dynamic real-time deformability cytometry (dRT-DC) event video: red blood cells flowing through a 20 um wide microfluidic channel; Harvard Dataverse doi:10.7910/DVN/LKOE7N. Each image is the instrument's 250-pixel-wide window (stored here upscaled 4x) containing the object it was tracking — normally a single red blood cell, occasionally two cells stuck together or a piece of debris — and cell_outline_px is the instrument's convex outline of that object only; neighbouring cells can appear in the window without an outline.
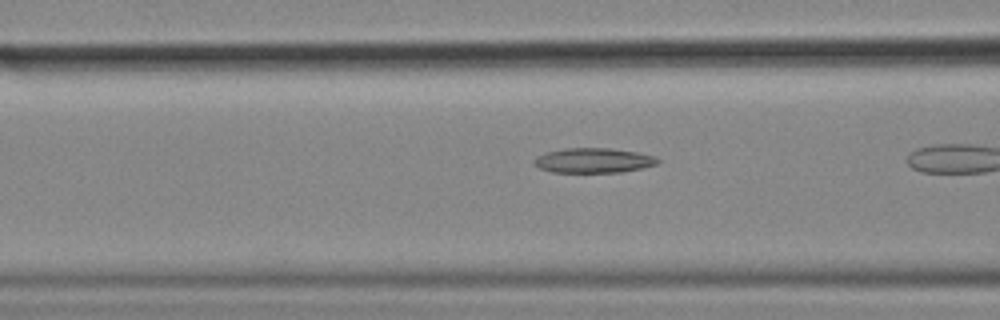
{"species": "common noctule bat (a hibernating species)", "species_latin": "Nyctalus noctula", "temperature_condition": "cold", "stored_images_in_passage": 16, "camera_frame_rate_fps": 3000, "um_per_image_px": 0.085, "animal": {"sex": "female", "body_mass_g": 18.4}, "frame": {"image": 1, "passage_image": 14, "time_ms": 4.333, "image_size_px": [1000, 320], "cell_outline_px": [[660, 160], [656, 164], [640, 168], [620, 172], [552, 172], [540, 168], [532, 164], [532, 160], [536, 156], [544, 152], [564, 148], [612, 148], [636, 152], [656, 156]], "centroid_in_image_um": [50.38, 13.63], "position_along_channel_um": 116.2, "area_um2": 17.98}}